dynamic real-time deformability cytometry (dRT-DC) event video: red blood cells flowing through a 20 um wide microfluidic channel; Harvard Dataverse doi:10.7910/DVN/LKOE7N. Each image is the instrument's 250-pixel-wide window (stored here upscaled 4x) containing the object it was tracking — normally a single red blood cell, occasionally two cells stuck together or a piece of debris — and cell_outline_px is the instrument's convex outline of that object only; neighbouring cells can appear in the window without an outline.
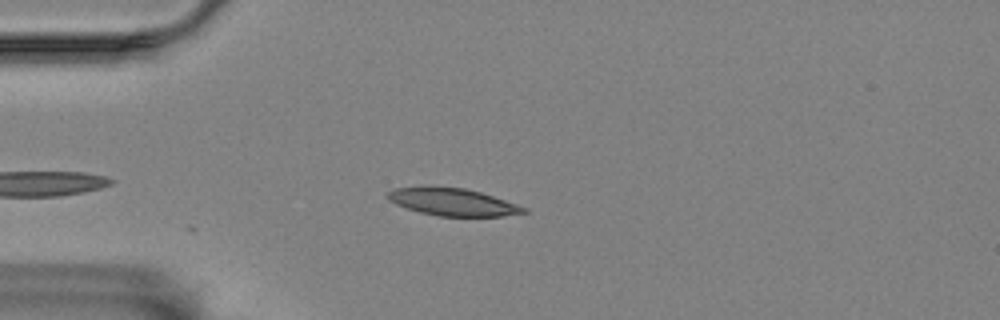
{"species": "Egyptian fruit bat (a non-hibernating species)", "species_latin": "Rousettus aegyptiacus", "temperature_condition": "room temperature", "stored_images_in_passage": 19, "camera_frame_rate_fps": 3000, "um_per_image_px": 0.085, "animal": {"sex": "female"}, "frame": {"image": 1, "passage_image": 1, "time_ms": 0.0, "image_size_px": [1000, 320], "cell_outline_px": [[528, 212], [504, 216], [440, 216], [420, 212], [396, 204], [388, 200], [388, 192], [396, 188], [464, 188], [480, 192], [528, 208]], "centroid_in_image_um": [38.54, 17.2], "position_along_channel_um": 46.5, "area_um2": 20.98}}
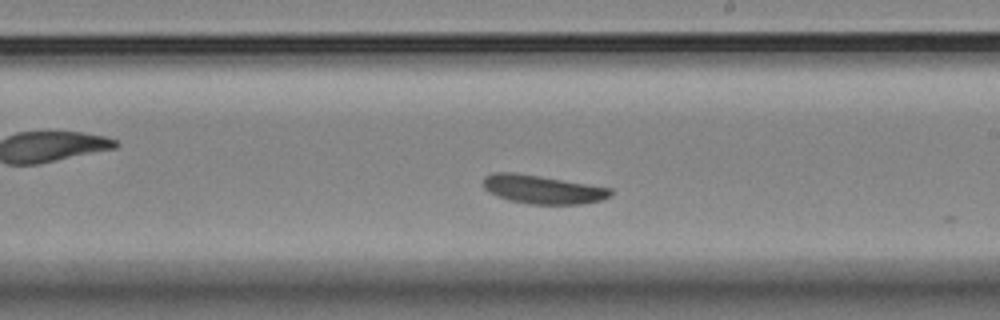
{"frame": {"image": 2, "passage_image": 15, "time_ms": 4.667, "image_size_px": [1000, 320], "cell_outline_px": [[612, 196], [600, 200], [580, 204], [528, 204], [508, 200], [496, 196], [488, 192], [484, 188], [484, 176], [496, 172], [512, 172], [540, 176], [612, 188]], "centroid_in_image_um": [46.11, 16.1], "position_along_channel_um": 242.9, "area_um2": 21.21}}
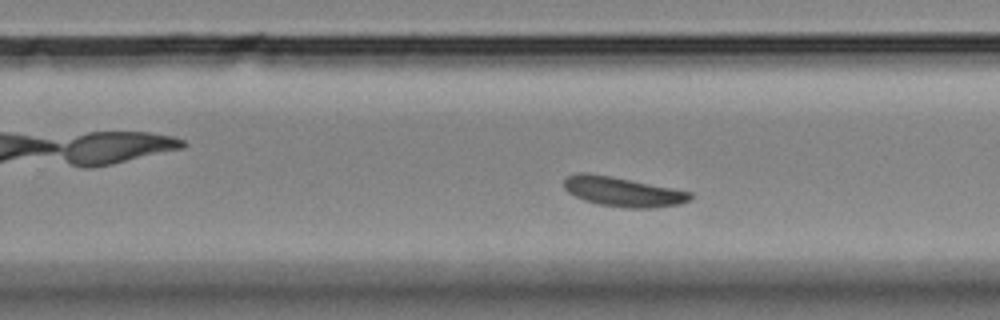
{"frame": {"image": 3, "passage_image": 18, "time_ms": 5.667, "image_size_px": [1000, 320], "cell_outline_px": [[692, 200], [680, 204], [652, 208], [628, 208], [596, 204], [584, 200], [568, 192], [564, 188], [564, 180], [568, 176], [580, 172], [588, 172], [672, 188], [692, 192]], "centroid_in_image_um": [52.95, 16.3], "position_along_channel_um": 276.9, "area_um2": 21.68}}